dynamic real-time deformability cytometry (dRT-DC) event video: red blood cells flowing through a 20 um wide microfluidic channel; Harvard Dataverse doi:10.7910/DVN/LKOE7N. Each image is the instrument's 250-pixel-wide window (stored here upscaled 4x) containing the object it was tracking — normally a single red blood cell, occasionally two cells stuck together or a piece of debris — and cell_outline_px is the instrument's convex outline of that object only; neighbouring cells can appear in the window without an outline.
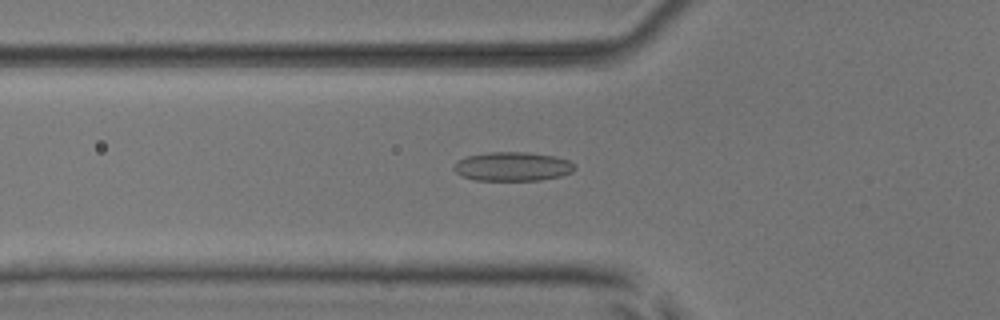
{"species": "common noctule bat (a hibernating species)", "species_latin": "Nyctalus noctula", "temperature_condition": "room temperature", "stored_images_in_passage": 52, "camera_frame_rate_fps": 3000, "um_per_image_px": 0.085, "animal": {"sex": "male", "body_mass_g": 17.9, "forearm_length_mm": 54.2}, "frame": {"image": 1, "passage_image": 18, "time_ms": 5.667, "image_size_px": [1000, 320], "cell_outline_px": [[576, 168], [572, 172], [560, 176], [540, 180], [476, 180], [464, 176], [456, 172], [452, 168], [452, 164], [456, 160], [468, 156], [488, 152], [528, 152], [556, 156], [568, 160], [576, 164]], "centroid_in_image_um": [43.57, 14.14], "position_along_channel_um": 82.2, "area_um2": 20.58}}
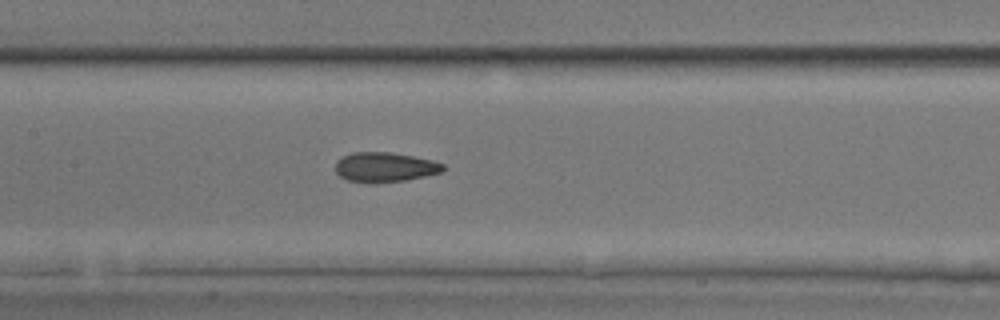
{"frame": {"image": 2, "passage_image": 25, "time_ms": 8.0, "image_size_px": [1000, 320], "cell_outline_px": [[444, 168], [440, 172], [408, 180], [376, 184], [372, 184], [348, 180], [340, 176], [336, 172], [336, 160], [352, 152], [392, 152], [432, 160], [444, 164]], "centroid_in_image_um": [32.69, 14.22], "position_along_channel_um": 174.7, "area_um2": 18.79}}
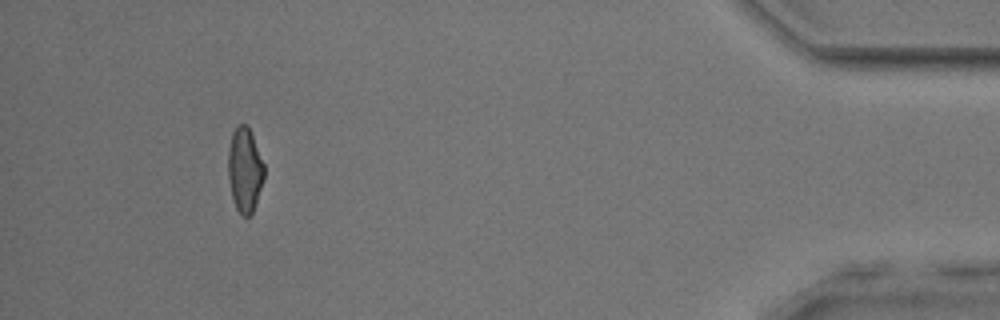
{"frame": {"image": 3, "passage_image": 48, "time_ms": 15.667, "image_size_px": [1000, 320], "cell_outline_px": [[264, 180], [252, 212], [248, 216], [244, 216], [236, 208], [232, 196], [228, 180], [228, 148], [232, 132], [236, 124], [248, 124], [264, 164]], "centroid_in_image_um": [20.79, 14.38], "position_along_channel_um": 414.4, "area_um2": 17.8}, "authors_computed_cell_mechanics": {"area_um2": 18.6116, "velocity_mm_per_s": 3.9505, "shape_relaxation_time_tau1_ms": 5.3935, "shape_relaxation_time_tau2_ms": 2.0004, "deformation_change_tau1": 0.1333, "deformation_change_tau2": 0.0969}}